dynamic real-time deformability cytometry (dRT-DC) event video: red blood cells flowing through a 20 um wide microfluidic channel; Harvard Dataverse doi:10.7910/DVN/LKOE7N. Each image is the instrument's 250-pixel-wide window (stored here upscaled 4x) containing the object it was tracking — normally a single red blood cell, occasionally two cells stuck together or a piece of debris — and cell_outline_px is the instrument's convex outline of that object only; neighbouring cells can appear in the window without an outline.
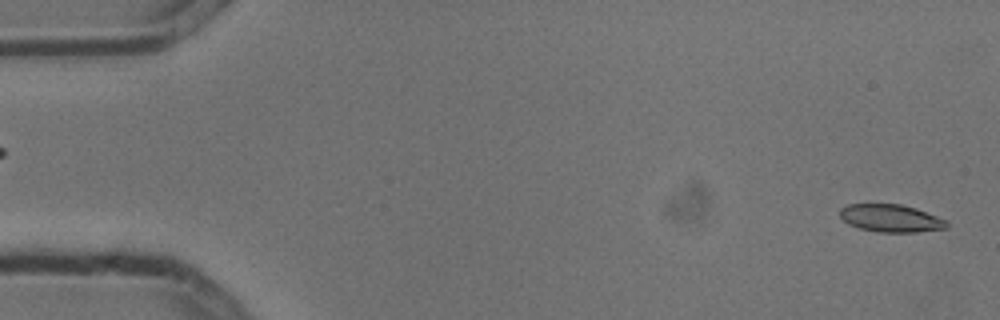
{"species": "common noctule bat (a hibernating species)", "species_latin": "Nyctalus noctula", "temperature_condition": "cold", "stored_images_in_passage": 2, "camera_frame_rate_fps": 3000, "um_per_image_px": 0.085, "animal": {"sex": "male", "body_mass_g": 13.3}, "frame": {"image": 1, "passage_image": 2, "time_ms": 0.333, "image_size_px": [1000, 320], "cell_outline_px": [[948, 228], [916, 232], [876, 232], [860, 228], [848, 224], [840, 216], [840, 208], [848, 204], [900, 204], [916, 208], [948, 220]], "centroid_in_image_um": [75.74, 18.55], "position_along_channel_um": 9.3, "area_um2": 17.28}}